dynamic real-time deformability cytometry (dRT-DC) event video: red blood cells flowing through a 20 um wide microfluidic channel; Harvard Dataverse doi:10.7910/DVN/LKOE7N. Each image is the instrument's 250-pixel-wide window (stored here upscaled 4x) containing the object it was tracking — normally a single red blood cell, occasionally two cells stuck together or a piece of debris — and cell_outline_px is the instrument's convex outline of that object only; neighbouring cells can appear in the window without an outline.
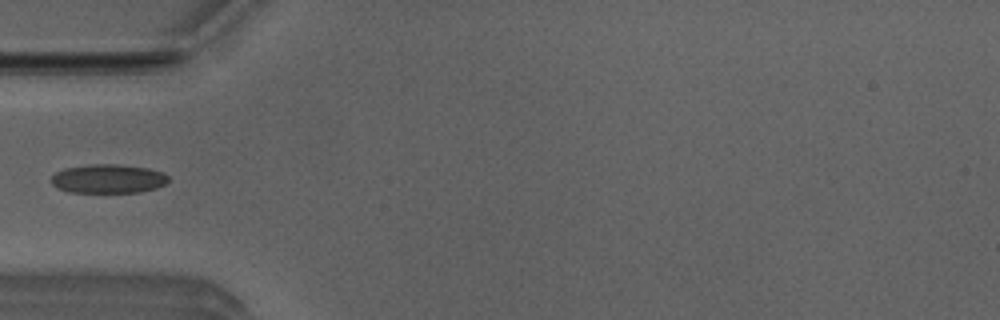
{"species": "Egyptian fruit bat (a non-hibernating species)", "species_latin": "Rousettus aegyptiacus", "temperature_condition": "room temperature", "stored_images_in_passage": 4, "camera_frame_rate_fps": 3000, "um_per_image_px": 0.085, "animal": {"sex": "male"}, "frame": {"image": 1, "passage_image": 4, "time_ms": 1.0, "image_size_px": [1000, 320], "cell_outline_px": [[168, 180], [164, 184], [156, 188], [140, 192], [68, 192], [56, 188], [52, 184], [52, 176], [56, 172], [64, 168], [88, 164], [116, 164], [148, 168], [164, 172], [168, 176]], "centroid_in_image_um": [9.18, 15.19], "position_along_channel_um": 75.8, "area_um2": 19.83}}